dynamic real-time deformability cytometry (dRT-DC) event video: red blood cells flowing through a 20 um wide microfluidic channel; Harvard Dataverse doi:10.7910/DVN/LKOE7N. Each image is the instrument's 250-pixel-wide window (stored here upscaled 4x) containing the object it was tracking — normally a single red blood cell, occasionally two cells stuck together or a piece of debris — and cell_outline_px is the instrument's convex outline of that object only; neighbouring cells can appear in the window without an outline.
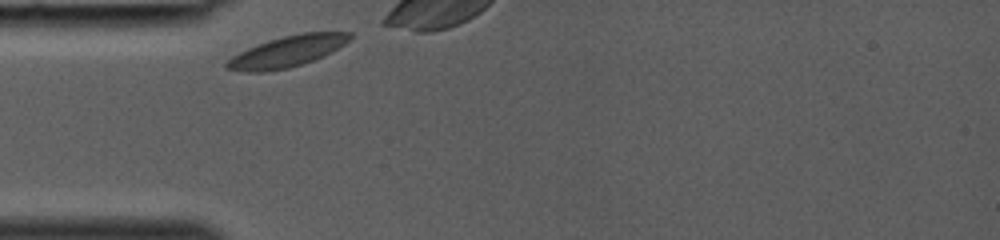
{"species": "common noctule bat (a hibernating species)", "species_latin": "Nyctalus noctula", "temperature_condition": "room temperature", "stored_images_in_passage": 5, "camera_frame_rate_fps": 3000, "um_per_image_px": 0.085, "animal": {"sex": "female", "body_mass_g": 19.0, "forearm_length_mm": 53.3}, "frame": {"image": 1, "passage_image": 1, "time_ms": 0.0, "image_size_px": [1000, 240], "cell_outline_px": [[352, 36], [344, 44], [332, 52], [324, 56], [304, 64], [288, 68], [264, 72], [248, 72], [224, 68], [224, 64], [232, 56], [248, 48], [268, 40], [300, 32], [352, 32]], "centroid_in_image_um": [24.42, 4.38], "position_along_channel_um": 60.6, "area_um2": 22.31}}
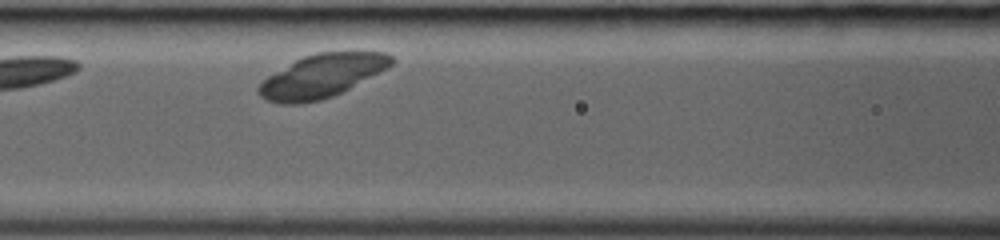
{"frame": {"image": 2, "passage_image": 5, "time_ms": 1.333, "image_size_px": [1000, 240], "cell_outline_px": [[396, 60], [388, 68], [332, 96], [320, 100], [300, 104], [280, 104], [264, 100], [256, 92], [256, 88], [268, 76], [296, 60], [304, 56], [316, 52], [388, 52]], "centroid_in_image_um": [27.33, 6.46], "position_along_channel_um": 139.3, "area_um2": 33.29}}